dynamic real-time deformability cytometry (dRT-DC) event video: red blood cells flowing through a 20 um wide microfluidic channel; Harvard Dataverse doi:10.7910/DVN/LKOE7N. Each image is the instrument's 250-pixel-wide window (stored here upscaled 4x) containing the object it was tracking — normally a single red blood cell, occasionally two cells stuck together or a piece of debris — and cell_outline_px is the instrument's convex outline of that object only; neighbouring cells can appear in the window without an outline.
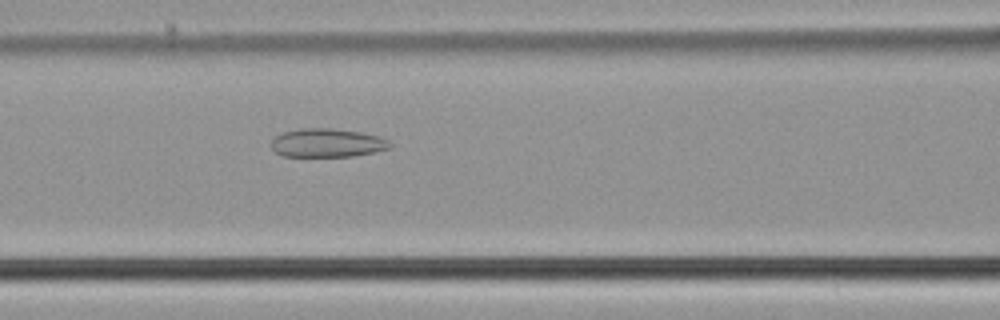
{"species": "common noctule bat (a hibernating species)", "species_latin": "Nyctalus noctula", "temperature_condition": "cold", "stored_images_in_passage": 54, "camera_frame_rate_fps": 3000, "um_per_image_px": 0.085, "animal": {"sex": "male", "body_mass_g": 21.5, "forearm_length_mm": 52.0}, "frame": {"image": 1, "passage_image": 23, "time_ms": 7.333, "image_size_px": [1000, 320], "cell_outline_px": [[392, 144], [388, 148], [372, 152], [352, 156], [284, 156], [276, 152], [272, 148], [272, 140], [276, 136], [284, 132], [300, 128], [332, 128], [360, 132], [380, 136], [388, 140]], "centroid_in_image_um": [27.81, 12.13], "position_along_channel_um": 138.8, "area_um2": 19.59}}
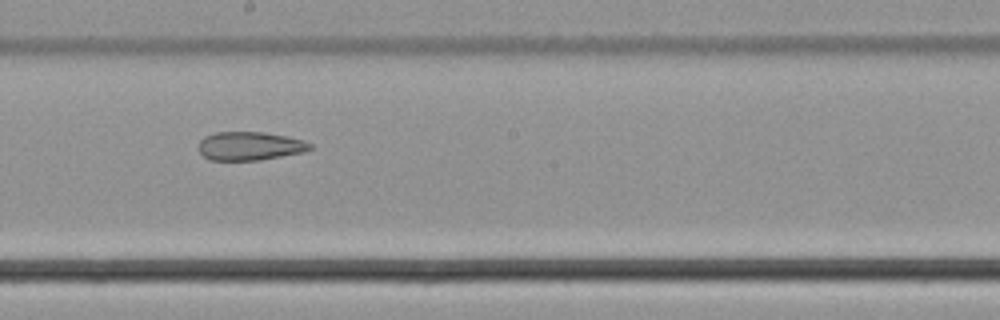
{"frame": {"image": 2, "passage_image": 30, "time_ms": 9.667, "image_size_px": [1000, 320], "cell_outline_px": [[312, 148], [304, 152], [260, 160], [208, 160], [196, 148], [200, 140], [204, 136], [216, 132], [264, 132], [304, 140], [312, 144]], "centroid_in_image_um": [21.2, 12.41], "position_along_channel_um": 227.0, "area_um2": 18.67}}
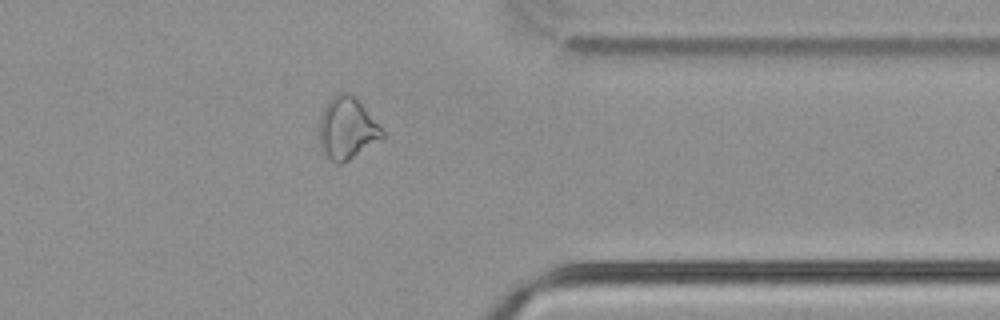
{"frame": {"image": 3, "passage_image": 43, "time_ms": 14.0, "image_size_px": [1000, 320], "cell_outline_px": [[388, 136], [348, 160], [340, 164], [336, 164], [320, 148], [320, 116], [328, 100], [336, 92], [348, 92], [364, 108]], "centroid_in_image_um": [29.5, 10.92], "position_along_channel_um": 381.9, "area_um2": 22.43}, "authors_computed_cell_mechanics": {"area_um2": 24.9118, "velocity_mm_per_s": 3.7852, "shape_relaxation_time_tau1_ms": null, "shape_relaxation_time_tau2_ms": 5.2765, "deformation_change_tau1": null, "deformation_change_tau2": 0.1467}}